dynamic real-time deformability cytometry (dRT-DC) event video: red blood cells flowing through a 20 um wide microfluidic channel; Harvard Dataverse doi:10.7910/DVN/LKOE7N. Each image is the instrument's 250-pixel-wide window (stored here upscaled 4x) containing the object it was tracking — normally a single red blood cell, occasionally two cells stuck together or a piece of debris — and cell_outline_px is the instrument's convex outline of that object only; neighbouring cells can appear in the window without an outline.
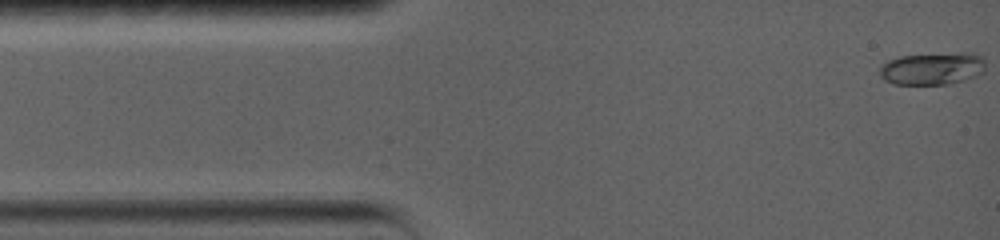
{"species": "common noctule bat (a hibernating species)", "species_latin": "Nyctalus noctula", "temperature_condition": "warm", "stored_images_in_passage": 54, "camera_frame_rate_fps": 5000, "um_per_image_px": 0.085, "animal": {"sex": "female", "body_mass_g": 19.0, "forearm_length_mm": 56.7}, "frame": {"image": 1, "passage_image": 1, "time_ms": 0.0, "image_size_px": [1000, 240], "cell_outline_px": [[984, 72], [964, 80], [948, 84], [892, 84], [884, 80], [880, 76], [880, 64], [888, 60], [900, 56], [960, 52], [972, 52], [984, 56]], "centroid_in_image_um": [79.25, 5.81], "position_along_channel_um": 5.7, "area_um2": 20.23}}
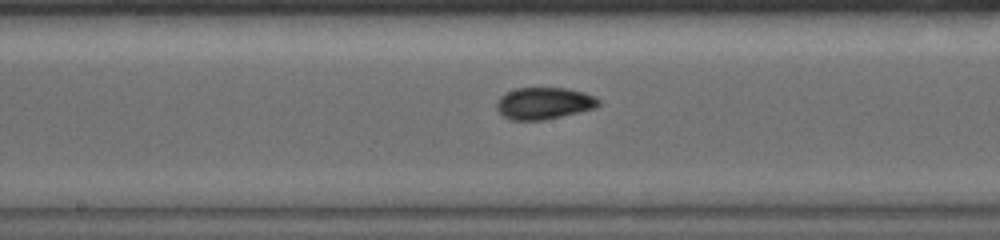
{"frame": {"image": 2, "passage_image": 24, "time_ms": 7.6, "image_size_px": [1000, 240], "cell_outline_px": [[600, 104], [596, 108], [544, 120], [512, 120], [504, 116], [496, 108], [496, 104], [500, 96], [516, 88], [564, 88], [584, 92], [600, 100]], "centroid_in_image_um": [46.24, 8.78], "position_along_channel_um": 202.0, "area_um2": 18.79}}
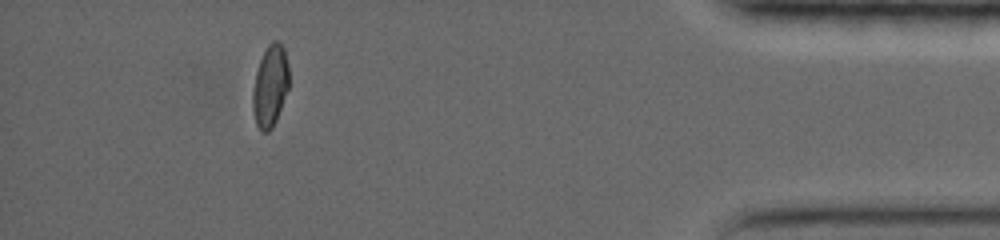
{"frame": {"image": 3, "passage_image": 46, "time_ms": 15.0, "image_size_px": [1000, 240], "cell_outline_px": [[288, 88], [276, 120], [272, 128], [268, 132], [260, 132], [256, 124], [252, 108], [252, 92], [256, 72], [260, 60], [268, 44], [272, 40], [276, 40], [284, 48], [288, 64]], "centroid_in_image_um": [22.95, 7.32], "position_along_channel_um": 412.3, "area_um2": 17.22}}